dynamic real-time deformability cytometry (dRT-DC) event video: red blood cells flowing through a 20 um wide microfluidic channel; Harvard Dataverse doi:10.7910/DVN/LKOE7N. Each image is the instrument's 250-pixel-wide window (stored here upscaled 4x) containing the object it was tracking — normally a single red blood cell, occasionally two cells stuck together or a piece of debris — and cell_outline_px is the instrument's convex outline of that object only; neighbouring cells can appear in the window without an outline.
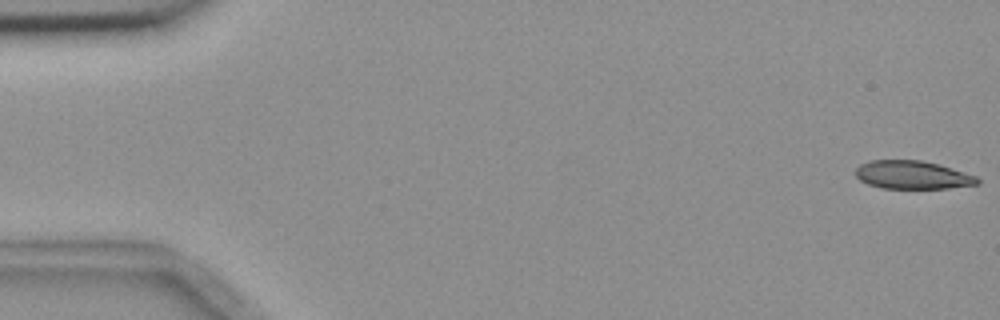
{"species": "common noctule bat (a hibernating species)", "species_latin": "Nyctalus noctula", "temperature_condition": "room temperature", "stored_images_in_passage": 6, "camera_frame_rate_fps": 3000, "um_per_image_px": 0.085, "animal": {"sex": "female", "body_mass_g": 18.4}, "frame": {"image": 1, "passage_image": 1, "time_ms": 0.0, "image_size_px": [1000, 320], "cell_outline_px": [[980, 184], [948, 188], [880, 188], [868, 184], [860, 180], [856, 176], [856, 168], [860, 164], [868, 160], [920, 160], [940, 164], [976, 176], [980, 180]], "centroid_in_image_um": [77.56, 14.86], "position_along_channel_um": 7.4, "area_um2": 20.11}}
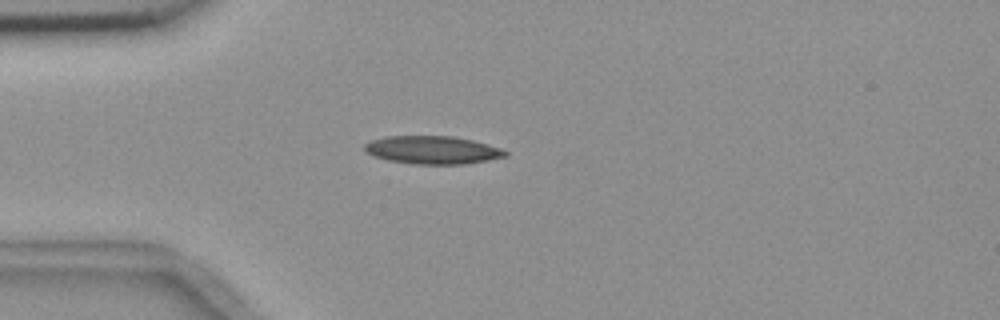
{"frame": {"image": 2, "passage_image": 5, "time_ms": 4.667, "image_size_px": [1000, 320], "cell_outline_px": [[508, 156], [488, 160], [464, 164], [412, 164], [388, 160], [364, 152], [364, 144], [372, 140], [388, 136], [452, 136], [472, 140], [488, 144], [500, 148], [508, 152]], "centroid_in_image_um": [36.77, 12.75], "position_along_channel_um": 48.2, "area_um2": 22.95}}